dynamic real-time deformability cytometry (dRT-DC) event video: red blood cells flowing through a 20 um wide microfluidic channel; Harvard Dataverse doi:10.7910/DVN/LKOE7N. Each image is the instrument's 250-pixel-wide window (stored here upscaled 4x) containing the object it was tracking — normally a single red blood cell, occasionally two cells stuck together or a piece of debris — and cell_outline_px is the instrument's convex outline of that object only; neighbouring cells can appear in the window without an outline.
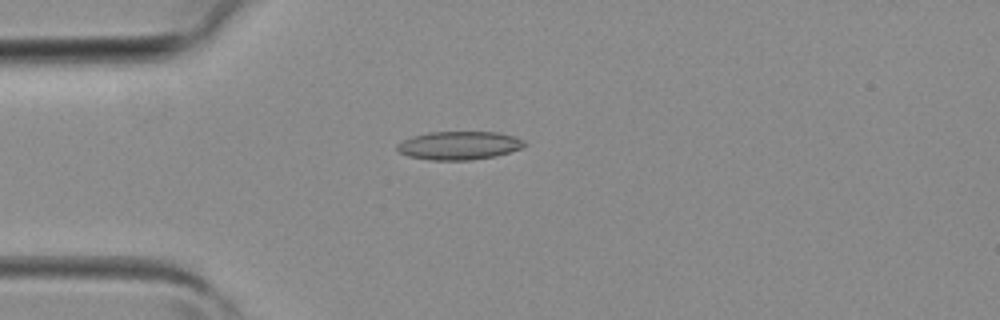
{"species": "common noctule bat (a hibernating species)", "species_latin": "Nyctalus noctula", "temperature_condition": "room temperature", "stored_images_in_passage": 3, "camera_frame_rate_fps": 3000, "um_per_image_px": 0.085, "animal": {"sex": "female", "body_mass_g": 19.3, "forearm_length_mm": 54.1}, "frame": {"image": 1, "passage_image": 3, "time_ms": 0.667, "image_size_px": [1000, 320], "cell_outline_px": [[528, 144], [520, 148], [496, 156], [472, 160], [432, 160], [408, 156], [400, 152], [396, 148], [396, 144], [412, 136], [428, 132], [496, 132], [516, 136], [524, 140]], "centroid_in_image_um": [39.03, 12.36], "position_along_channel_um": 46.0, "area_um2": 21.1}}